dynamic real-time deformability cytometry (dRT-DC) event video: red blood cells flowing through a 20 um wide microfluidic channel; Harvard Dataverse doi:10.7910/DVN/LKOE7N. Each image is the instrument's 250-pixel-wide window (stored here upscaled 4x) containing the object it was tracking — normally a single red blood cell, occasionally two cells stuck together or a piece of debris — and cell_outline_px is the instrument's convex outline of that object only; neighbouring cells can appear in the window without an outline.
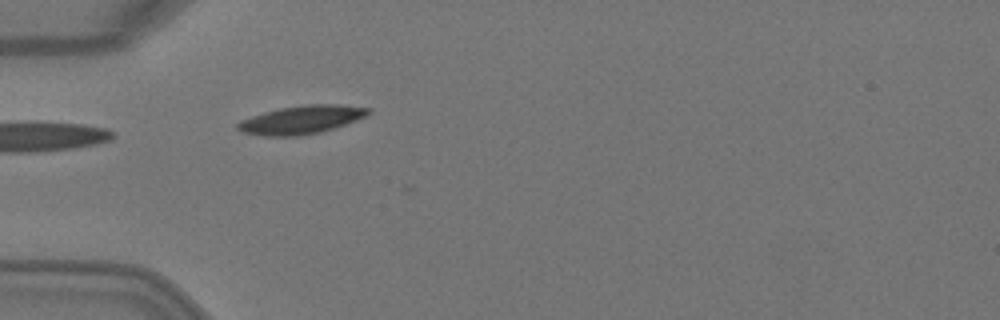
{"species": "Egyptian fruit bat (a non-hibernating species)", "species_latin": "Rousettus aegyptiacus", "temperature_condition": "warm", "stored_images_in_passage": 3, "camera_frame_rate_fps": 3000, "um_per_image_px": 0.085, "animal": {"sex": "female"}, "frame": {"image": 1, "passage_image": 3, "time_ms": 0.667, "image_size_px": [1000, 320], "cell_outline_px": [[372, 112], [356, 120], [320, 132], [300, 136], [264, 136], [244, 132], [236, 128], [236, 124], [240, 120], [264, 112], [280, 108], [304, 104], [340, 104], [372, 108]], "centroid_in_image_um": [25.62, 10.17], "position_along_channel_um": 59.4, "area_um2": 21.5}}